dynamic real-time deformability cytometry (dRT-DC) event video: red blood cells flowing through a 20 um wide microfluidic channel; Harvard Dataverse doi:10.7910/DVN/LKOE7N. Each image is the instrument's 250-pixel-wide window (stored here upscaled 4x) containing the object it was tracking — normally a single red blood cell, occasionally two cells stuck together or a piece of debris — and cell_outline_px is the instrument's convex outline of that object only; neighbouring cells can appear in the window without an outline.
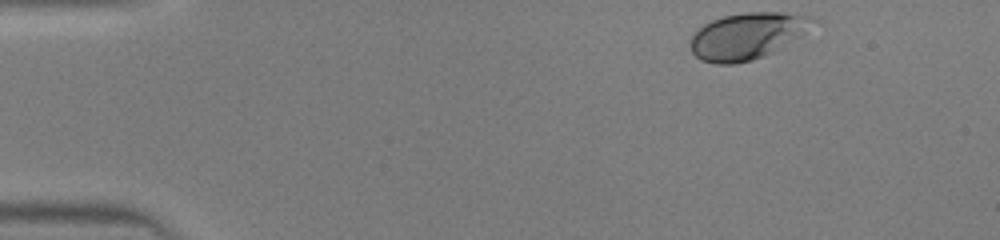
{"species": "human", "species_latin": "Homo sapiens", "temperature_condition": "warm", "stored_images_in_passage": 35, "camera_frame_rate_fps": 3000, "um_per_image_px": 0.085, "donor": {"sex": "male"}, "frame": {"image": 1, "passage_image": 1, "time_ms": 0.0, "image_size_px": [1000, 240], "cell_outline_px": [[820, 20], [800, 36], [772, 52], [764, 56], [752, 60], [736, 64], [716, 64], [700, 60], [692, 52], [688, 40], [704, 24], [712, 20], [724, 16], [748, 12], [780, 12], [812, 16]], "centroid_in_image_um": [63.52, 3.05], "position_along_channel_um": 21.5, "area_um2": 33.23}}
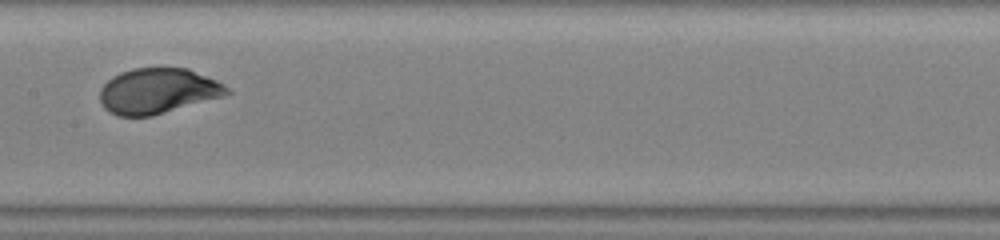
{"frame": {"image": 2, "passage_image": 19, "time_ms": 6.0, "image_size_px": [1000, 240], "cell_outline_px": [[232, 92], [224, 96], [152, 116], [120, 116], [108, 112], [104, 108], [100, 100], [100, 88], [112, 76], [120, 72], [132, 68], [188, 68], [216, 80], [224, 84]], "centroid_in_image_um": [13.4, 7.73], "position_along_channel_um": 194.0, "area_um2": 33.7}}
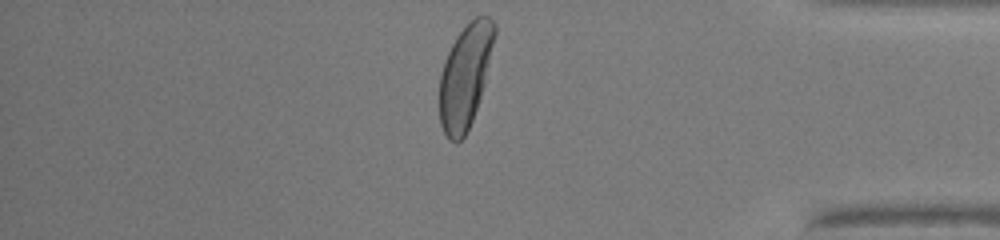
{"frame": {"image": 3, "passage_image": 34, "time_ms": 11.0, "image_size_px": [1000, 240], "cell_outline_px": [[496, 36], [484, 84], [472, 120], [464, 136], [456, 144], [448, 140], [440, 124], [440, 72], [444, 60], [456, 36], [476, 16], [488, 16], [496, 24]], "centroid_in_image_um": [39.54, 6.46], "position_along_channel_um": 395.7, "area_um2": 33.0}}